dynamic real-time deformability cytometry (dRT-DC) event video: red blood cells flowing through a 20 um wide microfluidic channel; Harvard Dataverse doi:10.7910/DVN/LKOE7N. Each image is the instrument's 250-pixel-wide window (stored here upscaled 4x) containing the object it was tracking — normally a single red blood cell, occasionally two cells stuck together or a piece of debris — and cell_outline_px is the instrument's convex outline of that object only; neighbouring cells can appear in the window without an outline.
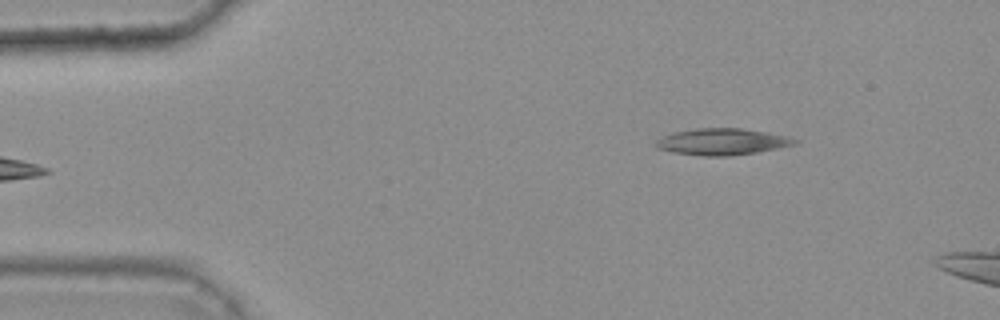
{"species": "common noctule bat (a hibernating species)", "species_latin": "Nyctalus noctula", "temperature_condition": "warm", "stored_images_in_passage": 41, "camera_frame_rate_fps": 3000, "um_per_image_px": 0.085, "animal": {"sex": "female", "body_mass_g": 25.1}, "frame": {"image": 1, "passage_image": 2, "time_ms": 0.333, "image_size_px": [1000, 320], "cell_outline_px": [[800, 140], [796, 144], [756, 152], [728, 156], [700, 156], [672, 152], [660, 148], [656, 144], [656, 140], [672, 132], [696, 128], [740, 128], [768, 132]], "centroid_in_image_um": [61.37, 12.04], "position_along_channel_um": 23.6, "area_um2": 21.27}}
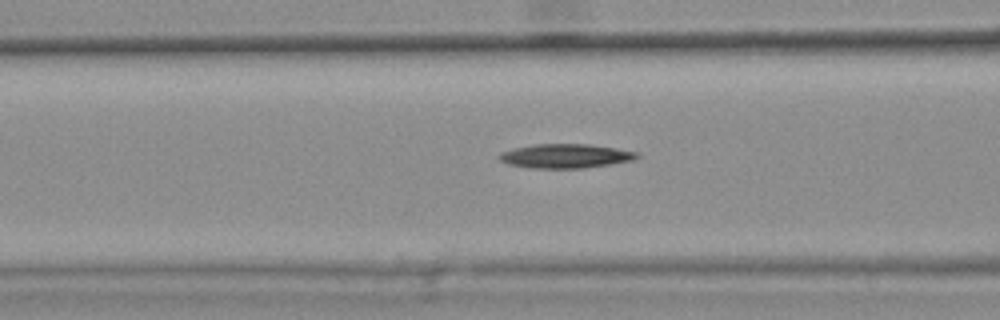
{"frame": {"image": 2, "passage_image": 15, "time_ms": 4.667, "image_size_px": [1000, 320], "cell_outline_px": [[640, 156], [632, 160], [584, 168], [528, 168], [508, 164], [500, 160], [496, 156], [500, 152], [512, 148], [532, 144], [588, 144], [616, 148], [636, 152]], "centroid_in_image_um": [47.98, 13.25], "position_along_channel_um": 118.6, "area_um2": 19.42}}
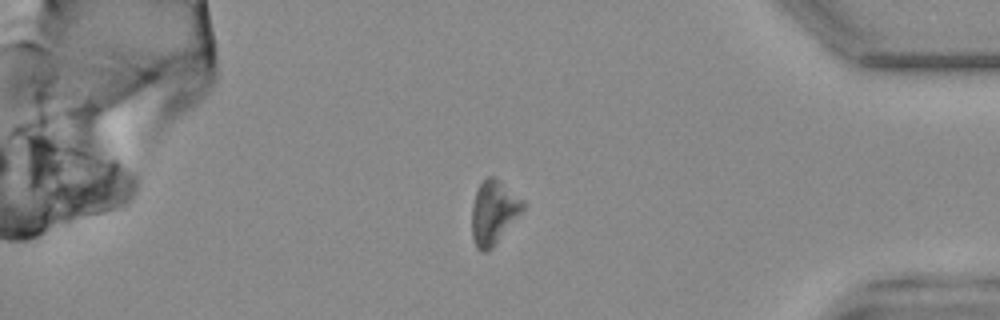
{"frame": {"image": 3, "passage_image": 39, "time_ms": 12.667, "image_size_px": [1000, 320], "cell_outline_px": [[524, 208], [492, 248], [484, 252], [480, 252], [476, 248], [472, 236], [472, 204], [476, 192], [480, 184], [488, 176], [496, 176], [524, 200]], "centroid_in_image_um": [41.95, 18.03], "position_along_channel_um": 393.3, "area_um2": 18.9}, "authors_computed_cell_mechanics": {"area_um2": 19.2474, "velocity_mm_per_s": 3.7725, "shape_relaxation_time_tau1_ms": 10.1817, "shape_relaxation_time_tau2_ms": null, "deformation_change_tau1": 0.1632, "deformation_change_tau2": null}}